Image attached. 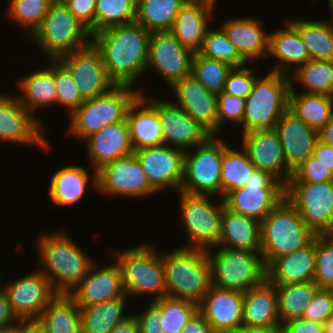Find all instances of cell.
<instances>
[{
    "label": "cell",
    "instance_id": "1",
    "mask_svg": "<svg viewBox=\"0 0 333 333\" xmlns=\"http://www.w3.org/2000/svg\"><path fill=\"white\" fill-rule=\"evenodd\" d=\"M150 32L139 23L117 25L91 36L102 56L106 74L116 86L133 87L146 72Z\"/></svg>",
    "mask_w": 333,
    "mask_h": 333
},
{
    "label": "cell",
    "instance_id": "2",
    "mask_svg": "<svg viewBox=\"0 0 333 333\" xmlns=\"http://www.w3.org/2000/svg\"><path fill=\"white\" fill-rule=\"evenodd\" d=\"M37 244L42 267L39 270L58 294H69L87 276L94 263L64 230L44 232Z\"/></svg>",
    "mask_w": 333,
    "mask_h": 333
},
{
    "label": "cell",
    "instance_id": "3",
    "mask_svg": "<svg viewBox=\"0 0 333 333\" xmlns=\"http://www.w3.org/2000/svg\"><path fill=\"white\" fill-rule=\"evenodd\" d=\"M161 254L166 296L199 304L212 287L206 250L178 247Z\"/></svg>",
    "mask_w": 333,
    "mask_h": 333
},
{
    "label": "cell",
    "instance_id": "4",
    "mask_svg": "<svg viewBox=\"0 0 333 333\" xmlns=\"http://www.w3.org/2000/svg\"><path fill=\"white\" fill-rule=\"evenodd\" d=\"M314 237L297 209L284 197L260 222V253L265 266L276 258L304 248Z\"/></svg>",
    "mask_w": 333,
    "mask_h": 333
},
{
    "label": "cell",
    "instance_id": "5",
    "mask_svg": "<svg viewBox=\"0 0 333 333\" xmlns=\"http://www.w3.org/2000/svg\"><path fill=\"white\" fill-rule=\"evenodd\" d=\"M289 75L268 72L265 77L255 80L252 91L245 98L242 132L274 130L276 123L289 106Z\"/></svg>",
    "mask_w": 333,
    "mask_h": 333
},
{
    "label": "cell",
    "instance_id": "6",
    "mask_svg": "<svg viewBox=\"0 0 333 333\" xmlns=\"http://www.w3.org/2000/svg\"><path fill=\"white\" fill-rule=\"evenodd\" d=\"M140 94V89L115 85L107 93L84 100L70 115L68 133L85 140L105 126L126 120L130 105Z\"/></svg>",
    "mask_w": 333,
    "mask_h": 333
},
{
    "label": "cell",
    "instance_id": "7",
    "mask_svg": "<svg viewBox=\"0 0 333 333\" xmlns=\"http://www.w3.org/2000/svg\"><path fill=\"white\" fill-rule=\"evenodd\" d=\"M214 248H217L216 253L212 249L206 250L211 266L212 286L244 293L267 278L260 252L221 246Z\"/></svg>",
    "mask_w": 333,
    "mask_h": 333
},
{
    "label": "cell",
    "instance_id": "8",
    "mask_svg": "<svg viewBox=\"0 0 333 333\" xmlns=\"http://www.w3.org/2000/svg\"><path fill=\"white\" fill-rule=\"evenodd\" d=\"M145 245L113 253L121 269L125 294L129 297L156 294L152 300L155 301L166 296L163 258L154 246Z\"/></svg>",
    "mask_w": 333,
    "mask_h": 333
},
{
    "label": "cell",
    "instance_id": "9",
    "mask_svg": "<svg viewBox=\"0 0 333 333\" xmlns=\"http://www.w3.org/2000/svg\"><path fill=\"white\" fill-rule=\"evenodd\" d=\"M30 38L50 60H58L91 42L88 30L61 0H55L50 5L42 24Z\"/></svg>",
    "mask_w": 333,
    "mask_h": 333
},
{
    "label": "cell",
    "instance_id": "10",
    "mask_svg": "<svg viewBox=\"0 0 333 333\" xmlns=\"http://www.w3.org/2000/svg\"><path fill=\"white\" fill-rule=\"evenodd\" d=\"M180 194V222L188 234L189 245L181 246L208 250L218 246L221 237V217L224 201L217 205L210 201L212 195ZM214 204V205H213ZM182 219V220H181Z\"/></svg>",
    "mask_w": 333,
    "mask_h": 333
},
{
    "label": "cell",
    "instance_id": "11",
    "mask_svg": "<svg viewBox=\"0 0 333 333\" xmlns=\"http://www.w3.org/2000/svg\"><path fill=\"white\" fill-rule=\"evenodd\" d=\"M220 136H210L204 143L184 154L180 191L188 194L221 195V161L228 145Z\"/></svg>",
    "mask_w": 333,
    "mask_h": 333
},
{
    "label": "cell",
    "instance_id": "12",
    "mask_svg": "<svg viewBox=\"0 0 333 333\" xmlns=\"http://www.w3.org/2000/svg\"><path fill=\"white\" fill-rule=\"evenodd\" d=\"M285 197V186L270 173L255 169L246 186L230 191L224 205L230 211L262 222Z\"/></svg>",
    "mask_w": 333,
    "mask_h": 333
},
{
    "label": "cell",
    "instance_id": "13",
    "mask_svg": "<svg viewBox=\"0 0 333 333\" xmlns=\"http://www.w3.org/2000/svg\"><path fill=\"white\" fill-rule=\"evenodd\" d=\"M285 197L315 235L333 234V181L288 183Z\"/></svg>",
    "mask_w": 333,
    "mask_h": 333
},
{
    "label": "cell",
    "instance_id": "14",
    "mask_svg": "<svg viewBox=\"0 0 333 333\" xmlns=\"http://www.w3.org/2000/svg\"><path fill=\"white\" fill-rule=\"evenodd\" d=\"M97 191L106 196L126 198L156 193L134 153L109 162L97 171Z\"/></svg>",
    "mask_w": 333,
    "mask_h": 333
},
{
    "label": "cell",
    "instance_id": "15",
    "mask_svg": "<svg viewBox=\"0 0 333 333\" xmlns=\"http://www.w3.org/2000/svg\"><path fill=\"white\" fill-rule=\"evenodd\" d=\"M3 290L18 320L38 319L58 294L40 270L11 281L8 285L6 283Z\"/></svg>",
    "mask_w": 333,
    "mask_h": 333
},
{
    "label": "cell",
    "instance_id": "16",
    "mask_svg": "<svg viewBox=\"0 0 333 333\" xmlns=\"http://www.w3.org/2000/svg\"><path fill=\"white\" fill-rule=\"evenodd\" d=\"M72 74L83 100L107 93L115 86L106 74L102 56L90 42L58 59Z\"/></svg>",
    "mask_w": 333,
    "mask_h": 333
},
{
    "label": "cell",
    "instance_id": "17",
    "mask_svg": "<svg viewBox=\"0 0 333 333\" xmlns=\"http://www.w3.org/2000/svg\"><path fill=\"white\" fill-rule=\"evenodd\" d=\"M43 125L13 95H0V140L11 143L36 145L50 150L44 138ZM49 149V150H48Z\"/></svg>",
    "mask_w": 333,
    "mask_h": 333
},
{
    "label": "cell",
    "instance_id": "18",
    "mask_svg": "<svg viewBox=\"0 0 333 333\" xmlns=\"http://www.w3.org/2000/svg\"><path fill=\"white\" fill-rule=\"evenodd\" d=\"M193 52L184 47L170 31L152 32L148 50V67L163 77L170 87L191 74Z\"/></svg>",
    "mask_w": 333,
    "mask_h": 333
},
{
    "label": "cell",
    "instance_id": "19",
    "mask_svg": "<svg viewBox=\"0 0 333 333\" xmlns=\"http://www.w3.org/2000/svg\"><path fill=\"white\" fill-rule=\"evenodd\" d=\"M150 186L159 192L167 187L180 191L185 152L167 145L144 147L134 151Z\"/></svg>",
    "mask_w": 333,
    "mask_h": 333
},
{
    "label": "cell",
    "instance_id": "20",
    "mask_svg": "<svg viewBox=\"0 0 333 333\" xmlns=\"http://www.w3.org/2000/svg\"><path fill=\"white\" fill-rule=\"evenodd\" d=\"M145 98L158 110L164 145L184 152L204 143L211 135L172 101ZM171 145H169V144ZM187 148V150H186ZM189 148V149H188Z\"/></svg>",
    "mask_w": 333,
    "mask_h": 333
},
{
    "label": "cell",
    "instance_id": "21",
    "mask_svg": "<svg viewBox=\"0 0 333 333\" xmlns=\"http://www.w3.org/2000/svg\"><path fill=\"white\" fill-rule=\"evenodd\" d=\"M242 136V147L255 168L270 173L286 186L292 172L287 167L278 133L275 130H254Z\"/></svg>",
    "mask_w": 333,
    "mask_h": 333
},
{
    "label": "cell",
    "instance_id": "22",
    "mask_svg": "<svg viewBox=\"0 0 333 333\" xmlns=\"http://www.w3.org/2000/svg\"><path fill=\"white\" fill-rule=\"evenodd\" d=\"M171 90L176 95L175 105L182 108L211 136H217V95L208 91L191 74L175 82Z\"/></svg>",
    "mask_w": 333,
    "mask_h": 333
},
{
    "label": "cell",
    "instance_id": "23",
    "mask_svg": "<svg viewBox=\"0 0 333 333\" xmlns=\"http://www.w3.org/2000/svg\"><path fill=\"white\" fill-rule=\"evenodd\" d=\"M96 262L87 276L68 294L80 308L126 296L117 261L101 268L96 267Z\"/></svg>",
    "mask_w": 333,
    "mask_h": 333
},
{
    "label": "cell",
    "instance_id": "24",
    "mask_svg": "<svg viewBox=\"0 0 333 333\" xmlns=\"http://www.w3.org/2000/svg\"><path fill=\"white\" fill-rule=\"evenodd\" d=\"M244 293L212 286L198 312L215 333H231L243 325Z\"/></svg>",
    "mask_w": 333,
    "mask_h": 333
},
{
    "label": "cell",
    "instance_id": "25",
    "mask_svg": "<svg viewBox=\"0 0 333 333\" xmlns=\"http://www.w3.org/2000/svg\"><path fill=\"white\" fill-rule=\"evenodd\" d=\"M280 138L288 169L293 172L314 150L318 131L307 125L289 108L282 114L274 129Z\"/></svg>",
    "mask_w": 333,
    "mask_h": 333
},
{
    "label": "cell",
    "instance_id": "26",
    "mask_svg": "<svg viewBox=\"0 0 333 333\" xmlns=\"http://www.w3.org/2000/svg\"><path fill=\"white\" fill-rule=\"evenodd\" d=\"M93 170L134 153L130 129L126 120L105 126L85 139Z\"/></svg>",
    "mask_w": 333,
    "mask_h": 333
},
{
    "label": "cell",
    "instance_id": "27",
    "mask_svg": "<svg viewBox=\"0 0 333 333\" xmlns=\"http://www.w3.org/2000/svg\"><path fill=\"white\" fill-rule=\"evenodd\" d=\"M215 4L206 0H188L177 14L171 33L193 53L201 50L213 17Z\"/></svg>",
    "mask_w": 333,
    "mask_h": 333
},
{
    "label": "cell",
    "instance_id": "28",
    "mask_svg": "<svg viewBox=\"0 0 333 333\" xmlns=\"http://www.w3.org/2000/svg\"><path fill=\"white\" fill-rule=\"evenodd\" d=\"M316 235L302 249L274 259L267 267V279L273 285L314 281Z\"/></svg>",
    "mask_w": 333,
    "mask_h": 333
},
{
    "label": "cell",
    "instance_id": "29",
    "mask_svg": "<svg viewBox=\"0 0 333 333\" xmlns=\"http://www.w3.org/2000/svg\"><path fill=\"white\" fill-rule=\"evenodd\" d=\"M126 121L134 151L144 147L164 145L158 110L140 94L130 105Z\"/></svg>",
    "mask_w": 333,
    "mask_h": 333
},
{
    "label": "cell",
    "instance_id": "30",
    "mask_svg": "<svg viewBox=\"0 0 333 333\" xmlns=\"http://www.w3.org/2000/svg\"><path fill=\"white\" fill-rule=\"evenodd\" d=\"M263 24L261 20L252 17L235 18L225 20L220 28L248 63L269 52V33L263 30Z\"/></svg>",
    "mask_w": 333,
    "mask_h": 333
},
{
    "label": "cell",
    "instance_id": "31",
    "mask_svg": "<svg viewBox=\"0 0 333 333\" xmlns=\"http://www.w3.org/2000/svg\"><path fill=\"white\" fill-rule=\"evenodd\" d=\"M243 325L249 327L280 328L277 292L267 278L244 292Z\"/></svg>",
    "mask_w": 333,
    "mask_h": 333
},
{
    "label": "cell",
    "instance_id": "32",
    "mask_svg": "<svg viewBox=\"0 0 333 333\" xmlns=\"http://www.w3.org/2000/svg\"><path fill=\"white\" fill-rule=\"evenodd\" d=\"M218 246L260 252V222L223 206Z\"/></svg>",
    "mask_w": 333,
    "mask_h": 333
},
{
    "label": "cell",
    "instance_id": "33",
    "mask_svg": "<svg viewBox=\"0 0 333 333\" xmlns=\"http://www.w3.org/2000/svg\"><path fill=\"white\" fill-rule=\"evenodd\" d=\"M90 174L85 167L69 165L62 167L50 181L48 191L53 204L59 206H69L78 203L86 192L89 182L97 190V171ZM89 178L91 179L89 181Z\"/></svg>",
    "mask_w": 333,
    "mask_h": 333
},
{
    "label": "cell",
    "instance_id": "34",
    "mask_svg": "<svg viewBox=\"0 0 333 333\" xmlns=\"http://www.w3.org/2000/svg\"><path fill=\"white\" fill-rule=\"evenodd\" d=\"M285 24L286 29L269 33L268 55L271 54L279 60V65L271 69V72L290 76L291 65L298 68L310 60V55L297 29L289 21H285Z\"/></svg>",
    "mask_w": 333,
    "mask_h": 333
},
{
    "label": "cell",
    "instance_id": "35",
    "mask_svg": "<svg viewBox=\"0 0 333 333\" xmlns=\"http://www.w3.org/2000/svg\"><path fill=\"white\" fill-rule=\"evenodd\" d=\"M50 65L37 70L20 81L17 87L22 95L16 96L19 102L33 115L41 107L54 106L57 100V87L54 78V60H49Z\"/></svg>",
    "mask_w": 333,
    "mask_h": 333
},
{
    "label": "cell",
    "instance_id": "36",
    "mask_svg": "<svg viewBox=\"0 0 333 333\" xmlns=\"http://www.w3.org/2000/svg\"><path fill=\"white\" fill-rule=\"evenodd\" d=\"M38 320L46 333H82L80 307L68 294H57Z\"/></svg>",
    "mask_w": 333,
    "mask_h": 333
},
{
    "label": "cell",
    "instance_id": "37",
    "mask_svg": "<svg viewBox=\"0 0 333 333\" xmlns=\"http://www.w3.org/2000/svg\"><path fill=\"white\" fill-rule=\"evenodd\" d=\"M291 84L288 108L307 125L319 131L333 117V96L316 93H299Z\"/></svg>",
    "mask_w": 333,
    "mask_h": 333
},
{
    "label": "cell",
    "instance_id": "38",
    "mask_svg": "<svg viewBox=\"0 0 333 333\" xmlns=\"http://www.w3.org/2000/svg\"><path fill=\"white\" fill-rule=\"evenodd\" d=\"M126 298L127 295L80 308L82 333H110L130 315L124 314Z\"/></svg>",
    "mask_w": 333,
    "mask_h": 333
},
{
    "label": "cell",
    "instance_id": "39",
    "mask_svg": "<svg viewBox=\"0 0 333 333\" xmlns=\"http://www.w3.org/2000/svg\"><path fill=\"white\" fill-rule=\"evenodd\" d=\"M307 47L310 60H333V18L322 20H288Z\"/></svg>",
    "mask_w": 333,
    "mask_h": 333
},
{
    "label": "cell",
    "instance_id": "40",
    "mask_svg": "<svg viewBox=\"0 0 333 333\" xmlns=\"http://www.w3.org/2000/svg\"><path fill=\"white\" fill-rule=\"evenodd\" d=\"M187 0H137L136 22L147 31H171L175 18Z\"/></svg>",
    "mask_w": 333,
    "mask_h": 333
},
{
    "label": "cell",
    "instance_id": "41",
    "mask_svg": "<svg viewBox=\"0 0 333 333\" xmlns=\"http://www.w3.org/2000/svg\"><path fill=\"white\" fill-rule=\"evenodd\" d=\"M280 324L302 318L319 287L314 281L275 285Z\"/></svg>",
    "mask_w": 333,
    "mask_h": 333
},
{
    "label": "cell",
    "instance_id": "42",
    "mask_svg": "<svg viewBox=\"0 0 333 333\" xmlns=\"http://www.w3.org/2000/svg\"><path fill=\"white\" fill-rule=\"evenodd\" d=\"M255 169L244 148L240 151L227 145L221 161V198L230 191L245 187Z\"/></svg>",
    "mask_w": 333,
    "mask_h": 333
},
{
    "label": "cell",
    "instance_id": "43",
    "mask_svg": "<svg viewBox=\"0 0 333 333\" xmlns=\"http://www.w3.org/2000/svg\"><path fill=\"white\" fill-rule=\"evenodd\" d=\"M293 81L306 88L304 93L333 96V60H309L295 69Z\"/></svg>",
    "mask_w": 333,
    "mask_h": 333
},
{
    "label": "cell",
    "instance_id": "44",
    "mask_svg": "<svg viewBox=\"0 0 333 333\" xmlns=\"http://www.w3.org/2000/svg\"><path fill=\"white\" fill-rule=\"evenodd\" d=\"M232 69L233 66L224 61L204 57L199 52L193 54L191 75L216 95L223 92L227 76Z\"/></svg>",
    "mask_w": 333,
    "mask_h": 333
},
{
    "label": "cell",
    "instance_id": "45",
    "mask_svg": "<svg viewBox=\"0 0 333 333\" xmlns=\"http://www.w3.org/2000/svg\"><path fill=\"white\" fill-rule=\"evenodd\" d=\"M137 0H96L95 34L117 25L135 22Z\"/></svg>",
    "mask_w": 333,
    "mask_h": 333
},
{
    "label": "cell",
    "instance_id": "46",
    "mask_svg": "<svg viewBox=\"0 0 333 333\" xmlns=\"http://www.w3.org/2000/svg\"><path fill=\"white\" fill-rule=\"evenodd\" d=\"M153 302L160 309L161 326L165 333H181L198 312V304L184 299L165 296Z\"/></svg>",
    "mask_w": 333,
    "mask_h": 333
},
{
    "label": "cell",
    "instance_id": "47",
    "mask_svg": "<svg viewBox=\"0 0 333 333\" xmlns=\"http://www.w3.org/2000/svg\"><path fill=\"white\" fill-rule=\"evenodd\" d=\"M55 0H10L8 3V18H12L28 32L27 37H31L40 27L48 13L50 5Z\"/></svg>",
    "mask_w": 333,
    "mask_h": 333
},
{
    "label": "cell",
    "instance_id": "48",
    "mask_svg": "<svg viewBox=\"0 0 333 333\" xmlns=\"http://www.w3.org/2000/svg\"><path fill=\"white\" fill-rule=\"evenodd\" d=\"M199 53L204 57L229 63L233 67H241L247 64L221 28L219 30H207Z\"/></svg>",
    "mask_w": 333,
    "mask_h": 333
},
{
    "label": "cell",
    "instance_id": "49",
    "mask_svg": "<svg viewBox=\"0 0 333 333\" xmlns=\"http://www.w3.org/2000/svg\"><path fill=\"white\" fill-rule=\"evenodd\" d=\"M314 282L319 288H333V234L316 235Z\"/></svg>",
    "mask_w": 333,
    "mask_h": 333
},
{
    "label": "cell",
    "instance_id": "50",
    "mask_svg": "<svg viewBox=\"0 0 333 333\" xmlns=\"http://www.w3.org/2000/svg\"><path fill=\"white\" fill-rule=\"evenodd\" d=\"M54 78L57 87L56 104H61L71 115L84 102L70 71L59 61L54 60Z\"/></svg>",
    "mask_w": 333,
    "mask_h": 333
},
{
    "label": "cell",
    "instance_id": "51",
    "mask_svg": "<svg viewBox=\"0 0 333 333\" xmlns=\"http://www.w3.org/2000/svg\"><path fill=\"white\" fill-rule=\"evenodd\" d=\"M245 98L232 96L221 92L217 95L218 132H221L224 123L240 125L244 115Z\"/></svg>",
    "mask_w": 333,
    "mask_h": 333
},
{
    "label": "cell",
    "instance_id": "52",
    "mask_svg": "<svg viewBox=\"0 0 333 333\" xmlns=\"http://www.w3.org/2000/svg\"><path fill=\"white\" fill-rule=\"evenodd\" d=\"M333 181V173L312 155L293 172L288 183H317Z\"/></svg>",
    "mask_w": 333,
    "mask_h": 333
},
{
    "label": "cell",
    "instance_id": "53",
    "mask_svg": "<svg viewBox=\"0 0 333 333\" xmlns=\"http://www.w3.org/2000/svg\"><path fill=\"white\" fill-rule=\"evenodd\" d=\"M256 79L253 70L248 69L246 65L233 67L227 76L223 93L246 98L252 91Z\"/></svg>",
    "mask_w": 333,
    "mask_h": 333
},
{
    "label": "cell",
    "instance_id": "54",
    "mask_svg": "<svg viewBox=\"0 0 333 333\" xmlns=\"http://www.w3.org/2000/svg\"><path fill=\"white\" fill-rule=\"evenodd\" d=\"M333 314V292L319 288L303 312V319L324 324Z\"/></svg>",
    "mask_w": 333,
    "mask_h": 333
},
{
    "label": "cell",
    "instance_id": "55",
    "mask_svg": "<svg viewBox=\"0 0 333 333\" xmlns=\"http://www.w3.org/2000/svg\"><path fill=\"white\" fill-rule=\"evenodd\" d=\"M74 17L88 30L95 34L96 0H61Z\"/></svg>",
    "mask_w": 333,
    "mask_h": 333
},
{
    "label": "cell",
    "instance_id": "56",
    "mask_svg": "<svg viewBox=\"0 0 333 333\" xmlns=\"http://www.w3.org/2000/svg\"><path fill=\"white\" fill-rule=\"evenodd\" d=\"M142 313L134 314L138 321L139 333H165L161 326L159 307L151 301Z\"/></svg>",
    "mask_w": 333,
    "mask_h": 333
},
{
    "label": "cell",
    "instance_id": "57",
    "mask_svg": "<svg viewBox=\"0 0 333 333\" xmlns=\"http://www.w3.org/2000/svg\"><path fill=\"white\" fill-rule=\"evenodd\" d=\"M281 333H324V324L303 318L284 322L280 327Z\"/></svg>",
    "mask_w": 333,
    "mask_h": 333
},
{
    "label": "cell",
    "instance_id": "58",
    "mask_svg": "<svg viewBox=\"0 0 333 333\" xmlns=\"http://www.w3.org/2000/svg\"><path fill=\"white\" fill-rule=\"evenodd\" d=\"M17 322L18 318L12 312L8 296L2 289L0 290V332L11 331Z\"/></svg>",
    "mask_w": 333,
    "mask_h": 333
},
{
    "label": "cell",
    "instance_id": "59",
    "mask_svg": "<svg viewBox=\"0 0 333 333\" xmlns=\"http://www.w3.org/2000/svg\"><path fill=\"white\" fill-rule=\"evenodd\" d=\"M312 156L325 165L333 173V147L319 139L317 140Z\"/></svg>",
    "mask_w": 333,
    "mask_h": 333
},
{
    "label": "cell",
    "instance_id": "60",
    "mask_svg": "<svg viewBox=\"0 0 333 333\" xmlns=\"http://www.w3.org/2000/svg\"><path fill=\"white\" fill-rule=\"evenodd\" d=\"M181 333H215L205 318L197 312L183 328Z\"/></svg>",
    "mask_w": 333,
    "mask_h": 333
},
{
    "label": "cell",
    "instance_id": "61",
    "mask_svg": "<svg viewBox=\"0 0 333 333\" xmlns=\"http://www.w3.org/2000/svg\"><path fill=\"white\" fill-rule=\"evenodd\" d=\"M12 333H46L38 319L18 320Z\"/></svg>",
    "mask_w": 333,
    "mask_h": 333
},
{
    "label": "cell",
    "instance_id": "62",
    "mask_svg": "<svg viewBox=\"0 0 333 333\" xmlns=\"http://www.w3.org/2000/svg\"><path fill=\"white\" fill-rule=\"evenodd\" d=\"M110 333H139L138 321L130 313L122 322L118 323Z\"/></svg>",
    "mask_w": 333,
    "mask_h": 333
},
{
    "label": "cell",
    "instance_id": "63",
    "mask_svg": "<svg viewBox=\"0 0 333 333\" xmlns=\"http://www.w3.org/2000/svg\"><path fill=\"white\" fill-rule=\"evenodd\" d=\"M318 138L333 147V117L318 131Z\"/></svg>",
    "mask_w": 333,
    "mask_h": 333
},
{
    "label": "cell",
    "instance_id": "64",
    "mask_svg": "<svg viewBox=\"0 0 333 333\" xmlns=\"http://www.w3.org/2000/svg\"><path fill=\"white\" fill-rule=\"evenodd\" d=\"M231 333H281L280 328L249 327L241 325Z\"/></svg>",
    "mask_w": 333,
    "mask_h": 333
},
{
    "label": "cell",
    "instance_id": "65",
    "mask_svg": "<svg viewBox=\"0 0 333 333\" xmlns=\"http://www.w3.org/2000/svg\"><path fill=\"white\" fill-rule=\"evenodd\" d=\"M324 333H333V314L324 323Z\"/></svg>",
    "mask_w": 333,
    "mask_h": 333
},
{
    "label": "cell",
    "instance_id": "66",
    "mask_svg": "<svg viewBox=\"0 0 333 333\" xmlns=\"http://www.w3.org/2000/svg\"><path fill=\"white\" fill-rule=\"evenodd\" d=\"M328 3H329V8H330V10H331V18H333V0H328Z\"/></svg>",
    "mask_w": 333,
    "mask_h": 333
},
{
    "label": "cell",
    "instance_id": "67",
    "mask_svg": "<svg viewBox=\"0 0 333 333\" xmlns=\"http://www.w3.org/2000/svg\"><path fill=\"white\" fill-rule=\"evenodd\" d=\"M206 1H209V2H212V3H214V4H216V0H206Z\"/></svg>",
    "mask_w": 333,
    "mask_h": 333
},
{
    "label": "cell",
    "instance_id": "68",
    "mask_svg": "<svg viewBox=\"0 0 333 333\" xmlns=\"http://www.w3.org/2000/svg\"><path fill=\"white\" fill-rule=\"evenodd\" d=\"M0 277H1V274H0ZM0 282H2L1 278H0ZM1 288H2V287H1V283H0V290H2Z\"/></svg>",
    "mask_w": 333,
    "mask_h": 333
},
{
    "label": "cell",
    "instance_id": "69",
    "mask_svg": "<svg viewBox=\"0 0 333 333\" xmlns=\"http://www.w3.org/2000/svg\"><path fill=\"white\" fill-rule=\"evenodd\" d=\"M0 333H12L11 331H7V332H0Z\"/></svg>",
    "mask_w": 333,
    "mask_h": 333
}]
</instances>
